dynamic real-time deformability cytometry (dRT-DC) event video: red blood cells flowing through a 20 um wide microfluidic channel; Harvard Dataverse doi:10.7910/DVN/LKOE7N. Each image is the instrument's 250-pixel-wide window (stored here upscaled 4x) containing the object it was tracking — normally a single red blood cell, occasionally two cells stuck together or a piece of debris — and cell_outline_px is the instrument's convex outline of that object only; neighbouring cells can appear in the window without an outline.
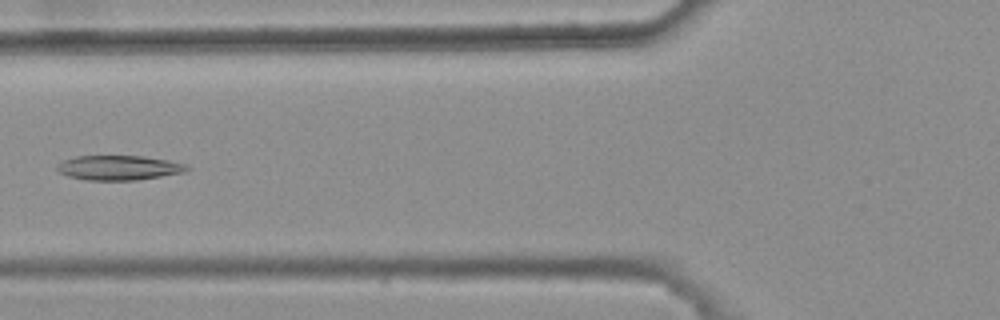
{"species": "common noctule bat (a hibernating species)", "species_latin": "Nyctalus noctula", "temperature_condition": "warm", "stored_images_in_passage": 7, "camera_frame_rate_fps": 3000, "um_per_image_px": 0.085, "animal": {"sex": "female", "body_mass_g": 25.1}, "frame": {"image": 1, "passage_image": 6, "time_ms": 1.667, "image_size_px": [1000, 320], "cell_outline_px": [[192, 168], [184, 172], [136, 180], [84, 180], [68, 176], [60, 172], [56, 168], [64, 160], [76, 156], [144, 156], [168, 160], [184, 164]], "centroid_in_image_um": [10.11, 14.26], "position_along_channel_um": 115.7, "area_um2": 18.5}}
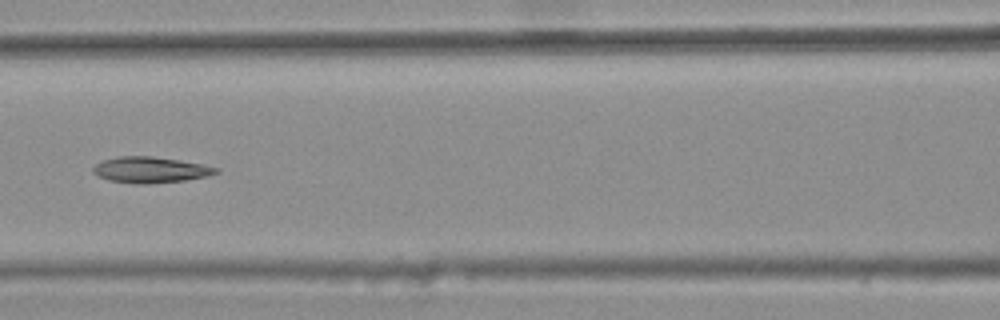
{"frame": {"image": 2, "passage_image": 7, "time_ms": 2.0, "image_size_px": [1000, 320], "cell_outline_px": [[220, 172], [208, 176], [184, 180], [148, 184], [136, 184], [108, 180], [92, 172], [92, 168], [96, 164], [104, 160], [116, 156], [152, 156], [200, 164], [216, 168]], "centroid_in_image_um": [12.74, 14.44], "position_along_channel_um": 153.9, "area_um2": 18.38}}